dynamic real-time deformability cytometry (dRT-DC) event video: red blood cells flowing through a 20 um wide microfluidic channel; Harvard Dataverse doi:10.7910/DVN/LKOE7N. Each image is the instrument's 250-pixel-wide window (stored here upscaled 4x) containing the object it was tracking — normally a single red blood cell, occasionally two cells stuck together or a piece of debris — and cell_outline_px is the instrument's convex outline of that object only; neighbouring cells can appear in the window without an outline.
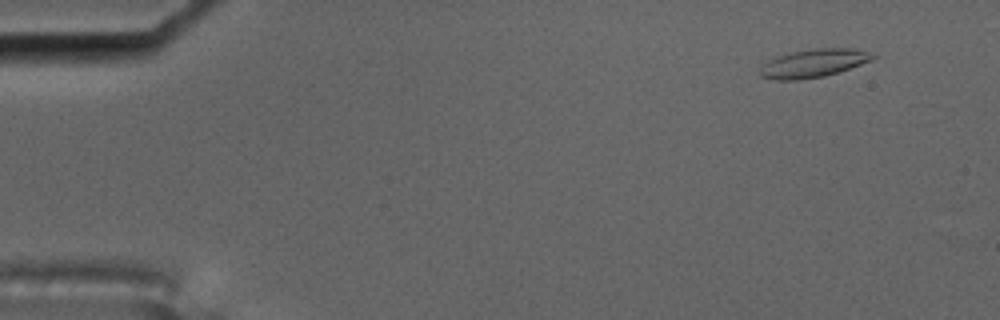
{"species": "common noctule bat (a hibernating species)", "species_latin": "Nyctalus noctula", "temperature_condition": "cold", "stored_images_in_passage": 3, "camera_frame_rate_fps": 3000, "um_per_image_px": 0.085, "animal": {"sex": "male", "body_mass_g": 17.5, "forearm_length_mm": 52.3}, "frame": {"image": 1, "passage_image": 1, "time_ms": 0.0, "image_size_px": [1000, 320], "cell_outline_px": [[880, 56], [872, 60], [824, 76], [796, 80], [776, 80], [760, 76], [760, 68], [764, 64], [780, 56], [792, 52], [812, 48], [852, 48]], "centroid_in_image_um": [69.17, 5.37], "position_along_channel_um": 15.8, "area_um2": 18.15}}
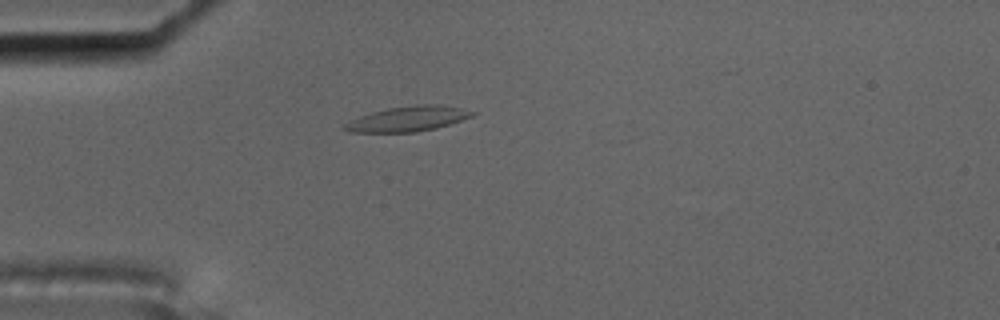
{"frame": {"image": 2, "passage_image": 3, "time_ms": 0.667, "image_size_px": [1000, 320], "cell_outline_px": [[476, 112], [472, 116], [436, 128], [416, 132], [348, 132], [340, 128], [344, 124], [360, 116], [372, 112], [388, 108], [416, 104], [436, 104], [460, 108]], "centroid_in_image_um": [34.63, 10.1], "position_along_channel_um": 50.4, "area_um2": 18.5}}